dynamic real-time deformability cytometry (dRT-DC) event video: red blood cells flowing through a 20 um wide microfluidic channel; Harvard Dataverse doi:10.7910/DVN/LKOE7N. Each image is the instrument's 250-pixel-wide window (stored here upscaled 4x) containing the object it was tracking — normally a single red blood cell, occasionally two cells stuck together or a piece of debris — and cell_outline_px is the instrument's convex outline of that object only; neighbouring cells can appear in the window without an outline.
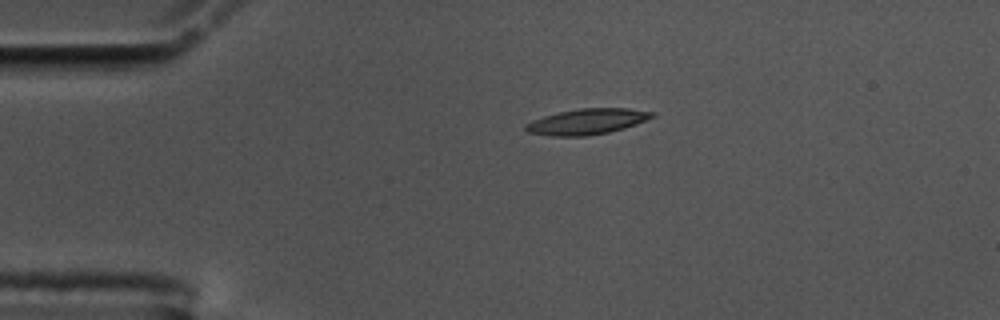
{"species": "common noctule bat (a hibernating species)", "species_latin": "Nyctalus noctula", "temperature_condition": "cold", "stored_images_in_passage": 46, "camera_frame_rate_fps": 3000, "um_per_image_px": 0.085, "animal": {"sex": "male", "body_mass_g": 17.5, "forearm_length_mm": 52.3}, "frame": {"image": 1, "passage_image": 1, "time_ms": 0.0, "image_size_px": [1000, 320], "cell_outline_px": [[656, 116], [648, 120], [624, 128], [608, 132], [588, 136], [552, 136], [528, 132], [524, 128], [524, 124], [532, 120], [544, 116], [560, 112], [580, 108], [628, 108], [656, 112]], "centroid_in_image_um": [49.93, 10.33], "position_along_channel_um": 35.1, "area_um2": 19.02}}
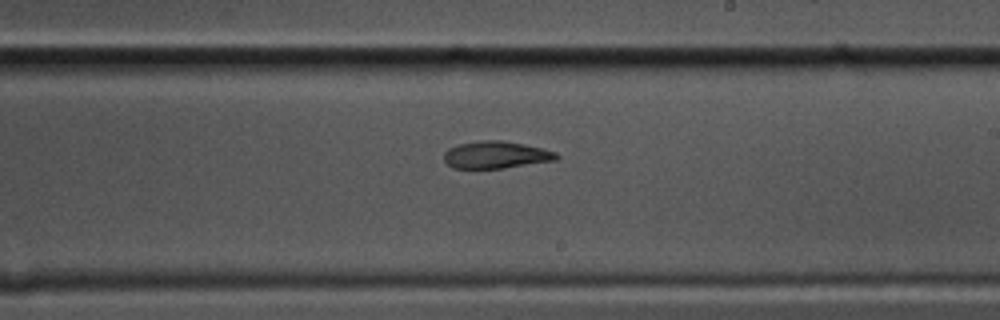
{"frame": {"image": 2, "passage_image": 22, "time_ms": 7.0, "image_size_px": [1000, 320], "cell_outline_px": [[560, 156], [556, 160], [500, 168], [452, 168], [444, 160], [444, 152], [448, 148], [460, 144], [480, 140], [504, 140], [544, 148], [556, 152]], "centroid_in_image_um": [42.16, 13.15], "position_along_channel_um": 246.8, "area_um2": 17.8}}
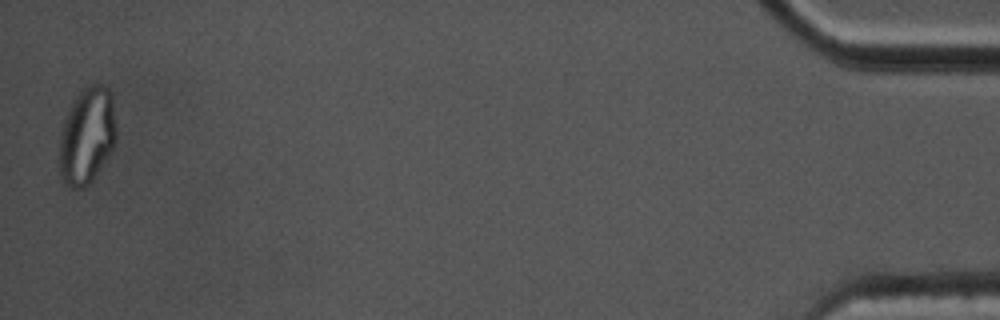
{"frame": {"image": 3, "passage_image": 45, "time_ms": 14.667, "image_size_px": [1000, 320], "cell_outline_px": [[116, 144], [92, 180], [84, 188], [72, 188], [60, 176], [60, 140], [64, 120], [72, 104], [80, 92], [84, 88], [92, 84], [104, 84], [112, 92], [116, 128]], "centroid_in_image_um": [7.43, 11.52], "position_along_channel_um": 427.8, "area_um2": 31.79}, "authors_computed_cell_mechanics": {"area_um2": 18.7561, "velocity_mm_per_s": 3.559, "shape_relaxation_time_tau1_ms": null, "shape_relaxation_time_tau2_ms": 9.2602, "deformation_change_tau1": null, "deformation_change_tau2": 0.1845}}